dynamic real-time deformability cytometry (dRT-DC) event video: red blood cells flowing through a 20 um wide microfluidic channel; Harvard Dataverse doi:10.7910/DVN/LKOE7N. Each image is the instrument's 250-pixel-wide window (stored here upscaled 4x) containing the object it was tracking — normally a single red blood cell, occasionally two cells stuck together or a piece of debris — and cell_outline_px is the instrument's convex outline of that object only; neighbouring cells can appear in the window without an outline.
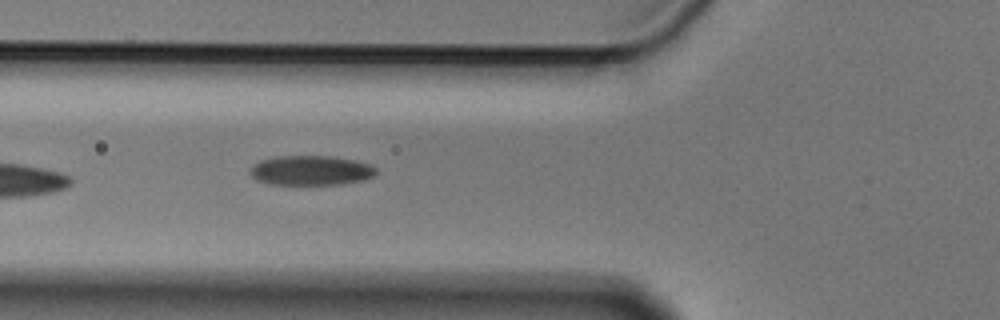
{"species": "Egyptian fruit bat (a non-hibernating species)", "species_latin": "Rousettus aegyptiacus", "temperature_condition": "cold", "stored_images_in_passage": 5, "camera_frame_rate_fps": 3000, "um_per_image_px": 0.085, "animal": {"sex": "male"}, "frame": {"image": 1, "passage_image": 4, "time_ms": 1.0, "image_size_px": [1000, 320], "cell_outline_px": [[376, 172], [372, 176], [364, 180], [340, 184], [268, 184], [256, 180], [248, 172], [248, 168], [260, 160], [276, 156], [332, 156], [356, 160], [368, 164], [376, 168]], "centroid_in_image_um": [26.37, 14.48], "position_along_channel_um": 99.4, "area_um2": 21.91}}